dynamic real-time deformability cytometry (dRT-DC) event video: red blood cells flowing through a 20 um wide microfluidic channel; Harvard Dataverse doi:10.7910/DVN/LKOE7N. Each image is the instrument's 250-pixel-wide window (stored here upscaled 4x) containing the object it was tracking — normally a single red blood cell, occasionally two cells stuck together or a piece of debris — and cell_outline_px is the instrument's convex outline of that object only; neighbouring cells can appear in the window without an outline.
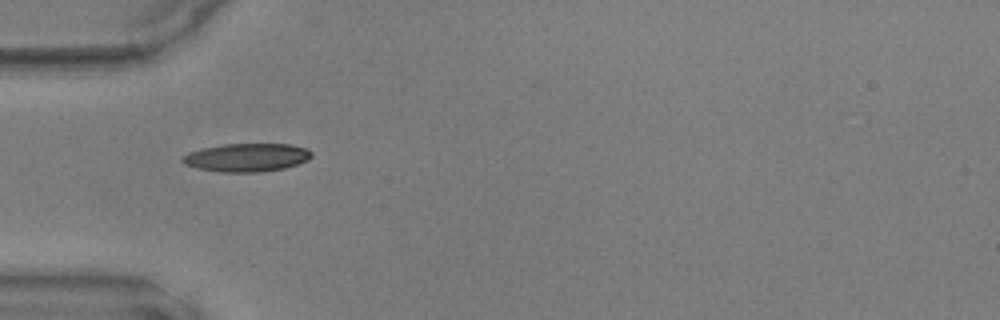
{"species": "common noctule bat (a hibernating species)", "species_latin": "Nyctalus noctula", "temperature_condition": "warm", "stored_images_in_passage": 34, "camera_frame_rate_fps": 3000, "um_per_image_px": 0.085, "animal": {"sex": "male", "body_mass_g": 17.9, "forearm_length_mm": 54.2}, "frame": {"image": 1, "passage_image": 1, "time_ms": 0.0, "image_size_px": [1000, 320], "cell_outline_px": [[312, 156], [308, 160], [284, 168], [260, 172], [220, 172], [196, 168], [184, 164], [180, 160], [180, 156], [188, 152], [204, 148], [224, 144], [292, 144], [308, 148], [312, 152]], "centroid_in_image_um": [20.96, 13.38], "position_along_channel_um": 64.0, "area_um2": 21.44}}
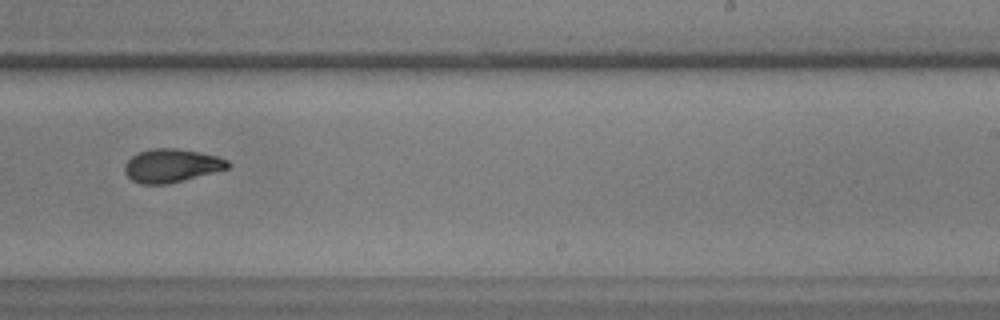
{"frame": {"image": 2, "passage_image": 16, "time_ms": 5.0, "image_size_px": [1000, 320], "cell_outline_px": [[232, 164], [228, 168], [168, 184], [140, 184], [132, 180], [124, 172], [124, 164], [132, 156], [140, 152], [152, 148], [176, 148], [216, 156], [228, 160]], "centroid_in_image_um": [14.55, 14.08], "position_along_channel_um": 274.4, "area_um2": 19.88}}
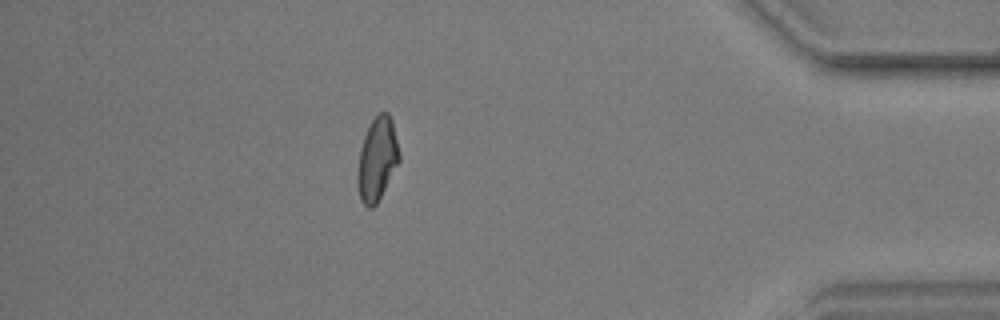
{"frame": {"image": 3, "passage_image": 28, "time_ms": 9.0, "image_size_px": [1000, 320], "cell_outline_px": [[400, 160], [376, 204], [372, 208], [368, 208], [360, 200], [356, 180], [356, 176], [360, 148], [364, 136], [372, 120], [380, 112], [388, 112], [392, 120], [400, 152]], "centroid_in_image_um": [32.05, 13.53], "position_along_channel_um": 403.2, "area_um2": 20.23}}